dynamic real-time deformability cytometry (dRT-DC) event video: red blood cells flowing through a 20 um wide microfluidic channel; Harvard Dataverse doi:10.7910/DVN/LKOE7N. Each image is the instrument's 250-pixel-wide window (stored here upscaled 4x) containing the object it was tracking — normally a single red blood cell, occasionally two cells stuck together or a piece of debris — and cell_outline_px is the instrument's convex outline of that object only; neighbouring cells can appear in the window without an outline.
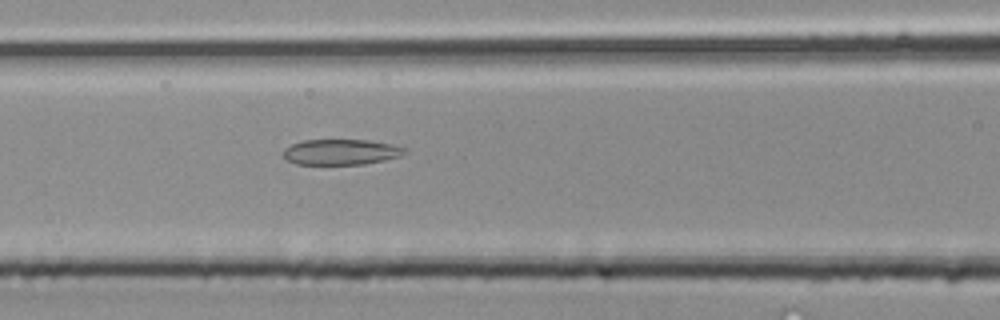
{"species": "common noctule bat (a hibernating species)", "species_latin": "Nyctalus noctula", "temperature_condition": "room temperature", "stored_images_in_passage": 29, "camera_frame_rate_fps": 3000, "um_per_image_px": 0.085, "animal": {"sex": "male", "body_mass_g": 20.4}, "frame": {"image": 1, "passage_image": 6, "time_ms": 1.667, "image_size_px": [1000, 320], "cell_outline_px": [[408, 152], [400, 156], [384, 160], [364, 164], [296, 164], [284, 160], [284, 148], [300, 140], [368, 140], [392, 144], [408, 148]], "centroid_in_image_um": [28.99, 12.92], "position_along_channel_um": 137.6, "area_um2": 18.26}}
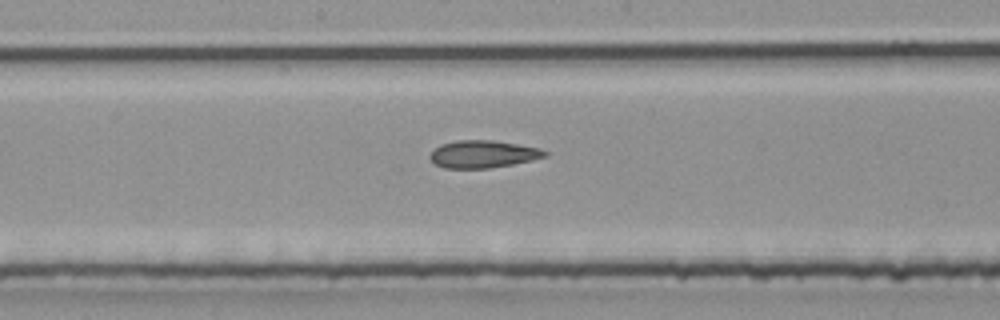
{"frame": {"image": 2, "passage_image": 10, "time_ms": 3.0, "image_size_px": [1000, 320], "cell_outline_px": [[548, 156], [532, 160], [512, 164], [488, 168], [444, 168], [436, 164], [428, 156], [440, 144], [456, 140], [492, 140], [540, 148], [548, 152]], "centroid_in_image_um": [41.06, 13.09], "position_along_channel_um": 207.1, "area_um2": 18.26}}
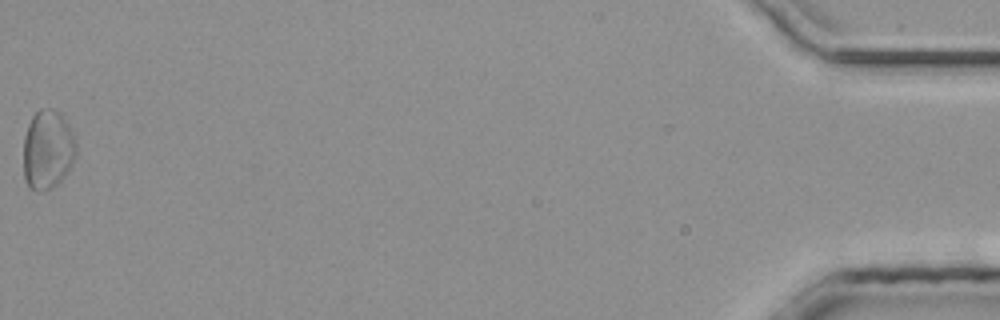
{"frame": {"image": 3, "passage_image": 29, "time_ms": 9.333, "image_size_px": [1000, 320], "cell_outline_px": [[76, 156], [72, 164], [64, 176], [52, 188], [40, 192], [36, 192], [28, 188], [24, 180], [24, 136], [28, 124], [32, 116], [40, 108], [48, 108], [56, 112], [68, 120], [76, 140]], "centroid_in_image_um": [4.05, 12.73], "position_along_channel_um": 431.1, "area_um2": 24.68}}